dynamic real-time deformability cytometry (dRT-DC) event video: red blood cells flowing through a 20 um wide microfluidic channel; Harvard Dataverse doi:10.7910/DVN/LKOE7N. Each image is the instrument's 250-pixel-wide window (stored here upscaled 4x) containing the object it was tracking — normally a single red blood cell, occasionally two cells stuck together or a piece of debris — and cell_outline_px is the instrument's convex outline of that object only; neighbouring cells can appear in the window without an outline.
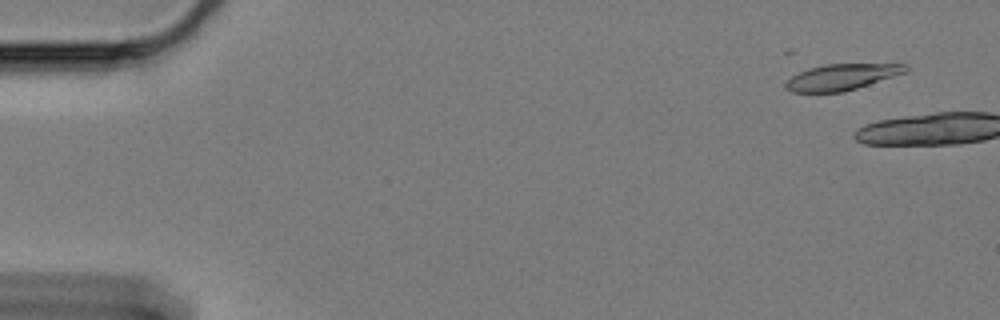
{"species": "Egyptian fruit bat (a non-hibernating species)", "species_latin": "Rousettus aegyptiacus", "temperature_condition": "cold", "stored_images_in_passage": 7, "camera_frame_rate_fps": 3000, "um_per_image_px": 0.085, "animal": {"sex": "female"}, "frame": {"image": 1, "passage_image": 4, "time_ms": 1.0, "image_size_px": [1000, 320], "cell_outline_px": [[908, 72], [844, 92], [792, 92], [784, 88], [784, 84], [792, 76], [808, 68], [824, 64], [908, 64]], "centroid_in_image_um": [71.56, 6.55], "position_along_channel_um": 13.4, "area_um2": 18.26}}